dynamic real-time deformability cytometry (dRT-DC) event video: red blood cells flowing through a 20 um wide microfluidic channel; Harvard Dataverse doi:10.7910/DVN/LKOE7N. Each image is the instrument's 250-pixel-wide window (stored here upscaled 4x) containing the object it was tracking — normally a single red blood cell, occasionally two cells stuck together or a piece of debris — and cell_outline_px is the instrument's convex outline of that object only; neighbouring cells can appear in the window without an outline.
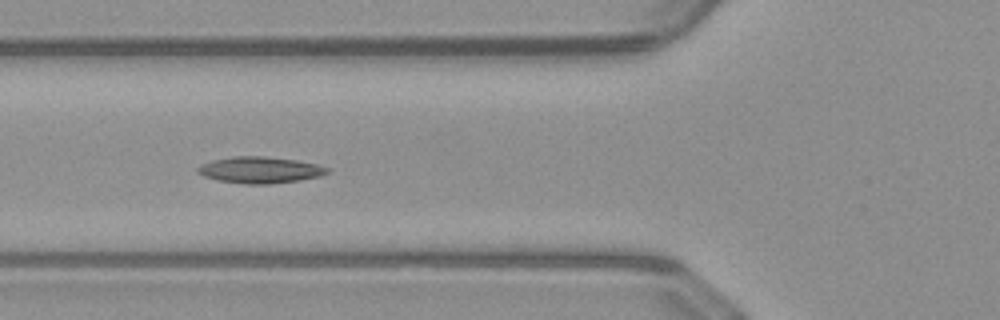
{"species": "common noctule bat (a hibernating species)", "species_latin": "Nyctalus noctula", "temperature_condition": "warm", "stored_images_in_passage": 13, "camera_frame_rate_fps": 3000, "um_per_image_px": 0.085, "animal": {"sex": "male", "body_mass_g": 23.1, "forearm_length_mm": 52.7}, "frame": {"image": 1, "passage_image": 6, "time_ms": 1.667, "image_size_px": [1000, 320], "cell_outline_px": [[328, 172], [320, 176], [300, 180], [268, 184], [244, 184], [220, 180], [204, 176], [196, 172], [196, 168], [200, 164], [212, 160], [232, 156], [264, 156], [296, 160], [316, 164], [328, 168]], "centroid_in_image_um": [22.06, 14.44], "position_along_channel_um": 103.7, "area_um2": 19.88}}